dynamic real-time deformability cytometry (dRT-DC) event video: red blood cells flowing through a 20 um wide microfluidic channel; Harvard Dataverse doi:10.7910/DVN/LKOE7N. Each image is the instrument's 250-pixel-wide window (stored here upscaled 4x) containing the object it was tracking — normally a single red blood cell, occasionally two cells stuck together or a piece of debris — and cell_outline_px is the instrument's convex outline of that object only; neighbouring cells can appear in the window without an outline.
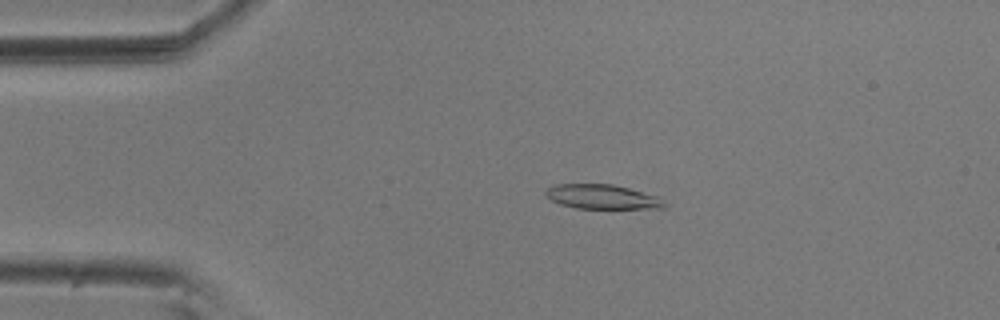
{"species": "common noctule bat (a hibernating species)", "species_latin": "Nyctalus noctula", "temperature_condition": "room temperature", "stored_images_in_passage": 52, "camera_frame_rate_fps": 3000, "um_per_image_px": 0.085, "animal": {"sex": "male", "body_mass_g": 20.5, "forearm_length_mm": 52.5}, "frame": {"image": 1, "passage_image": 8, "time_ms": 2.333, "image_size_px": [1000, 320], "cell_outline_px": [[668, 208], [576, 208], [560, 204], [552, 200], [544, 192], [548, 188], [556, 184], [612, 184], [628, 188], [656, 196], [668, 204]], "centroid_in_image_um": [51.2, 16.73], "position_along_channel_um": 33.8, "area_um2": 16.7}}
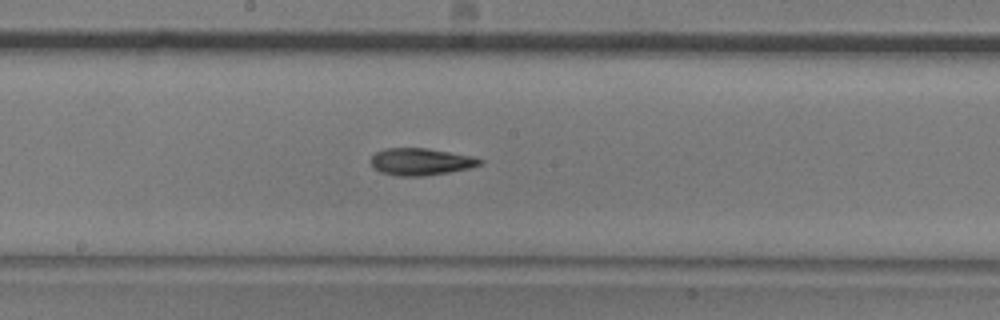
{"frame": {"image": 2, "passage_image": 26, "time_ms": 8.333, "image_size_px": [1000, 320], "cell_outline_px": [[484, 164], [468, 168], [448, 172], [424, 176], [396, 176], [380, 172], [372, 168], [372, 156], [376, 152], [384, 148], [428, 148], [472, 156], [484, 160]], "centroid_in_image_um": [35.76, 13.74], "position_along_channel_um": 212.4, "area_um2": 17.28}}
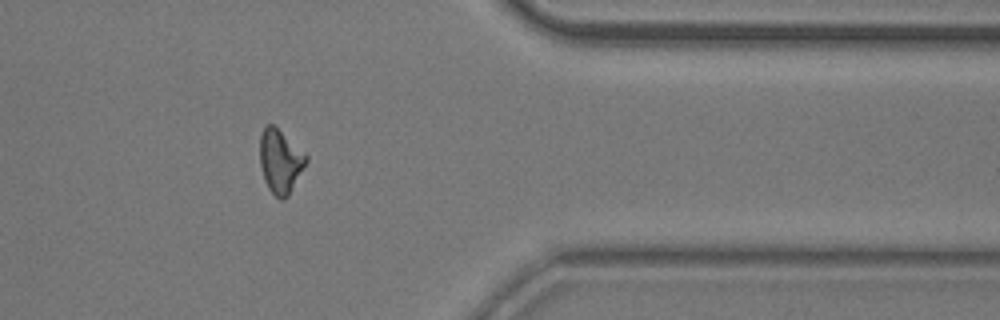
{"frame": {"image": 3, "passage_image": 42, "time_ms": 13.667, "image_size_px": [1000, 320], "cell_outline_px": [[308, 160], [288, 196], [284, 200], [280, 200], [268, 188], [264, 180], [260, 164], [260, 136], [264, 124], [272, 124], [308, 156]], "centroid_in_image_um": [23.81, 13.71], "position_along_channel_um": 387.6, "area_um2": 16.99}, "authors_computed_cell_mechanics": {"area_um2": 17.051, "velocity_mm_per_s": 3.6168, "shape_relaxation_time_tau1_ms": 7.072, "shape_relaxation_time_tau2_ms": 4.2234, "deformation_change_tau1": 0.1834, "deformation_change_tau2": 0.1163}}